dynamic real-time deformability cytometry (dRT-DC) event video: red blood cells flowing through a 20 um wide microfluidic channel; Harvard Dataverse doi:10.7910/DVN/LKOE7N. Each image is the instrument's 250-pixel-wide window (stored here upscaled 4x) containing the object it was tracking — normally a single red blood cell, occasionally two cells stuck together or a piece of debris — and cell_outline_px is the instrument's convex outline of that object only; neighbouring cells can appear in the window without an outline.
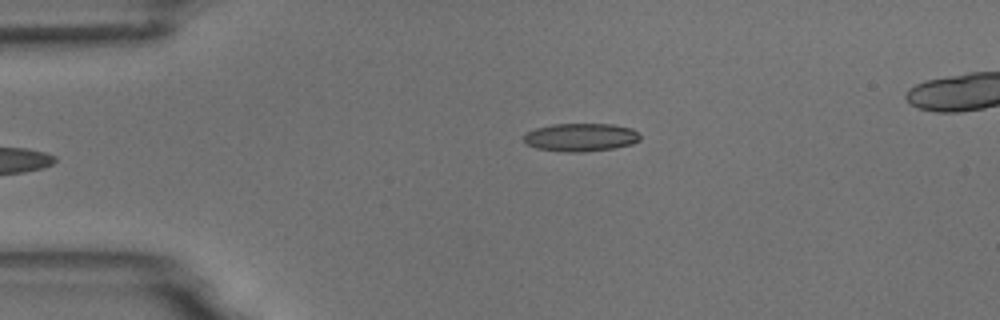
{"species": "common noctule bat (a hibernating species)", "species_latin": "Nyctalus noctula", "temperature_condition": "room temperature", "stored_images_in_passage": 5, "camera_frame_rate_fps": 3000, "um_per_image_px": 0.085, "animal": {"sex": "male", "body_mass_g": 18.8}, "frame": {"image": 1, "passage_image": 5, "time_ms": 5.0, "image_size_px": [1000, 320], "cell_outline_px": [[640, 140], [632, 144], [616, 148], [584, 152], [560, 152], [536, 148], [528, 144], [524, 140], [524, 136], [528, 132], [536, 128], [552, 124], [612, 124], [632, 128], [640, 136]], "centroid_in_image_um": [49.38, 11.68], "position_along_channel_um": 35.6, "area_um2": 19.13}}